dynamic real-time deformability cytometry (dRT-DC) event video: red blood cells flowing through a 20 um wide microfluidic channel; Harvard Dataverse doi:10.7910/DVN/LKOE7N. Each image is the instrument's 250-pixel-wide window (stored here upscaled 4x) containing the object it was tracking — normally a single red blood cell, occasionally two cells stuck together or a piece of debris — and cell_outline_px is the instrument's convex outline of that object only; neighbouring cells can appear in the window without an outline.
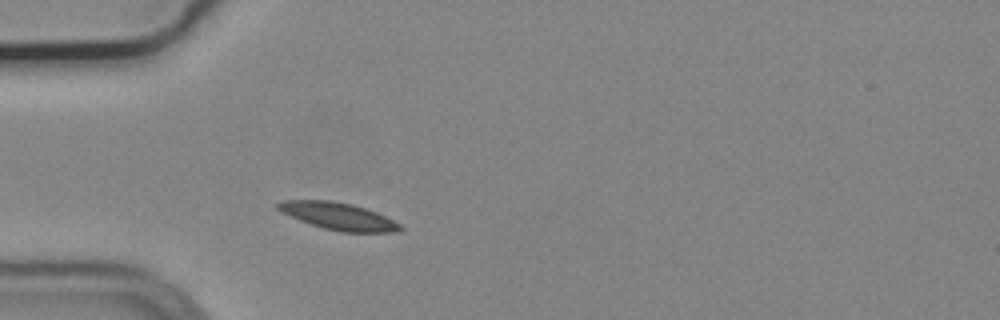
{"species": "common noctule bat (a hibernating species)", "species_latin": "Nyctalus noctula", "temperature_condition": "cold", "stored_images_in_passage": 2, "camera_frame_rate_fps": 3000, "um_per_image_px": 0.085, "animal": {"sex": "male", "body_mass_g": 19.2, "forearm_length_mm": 51.8}, "frame": {"image": 1, "passage_image": 2, "time_ms": 0.333, "image_size_px": [1000, 320], "cell_outline_px": [[404, 228], [396, 232], [340, 232], [324, 228], [300, 220], [276, 208], [276, 204], [280, 200], [332, 200], [352, 204], [376, 212], [400, 224]], "centroid_in_image_um": [28.76, 18.37], "position_along_channel_um": 56.2, "area_um2": 19.13}}